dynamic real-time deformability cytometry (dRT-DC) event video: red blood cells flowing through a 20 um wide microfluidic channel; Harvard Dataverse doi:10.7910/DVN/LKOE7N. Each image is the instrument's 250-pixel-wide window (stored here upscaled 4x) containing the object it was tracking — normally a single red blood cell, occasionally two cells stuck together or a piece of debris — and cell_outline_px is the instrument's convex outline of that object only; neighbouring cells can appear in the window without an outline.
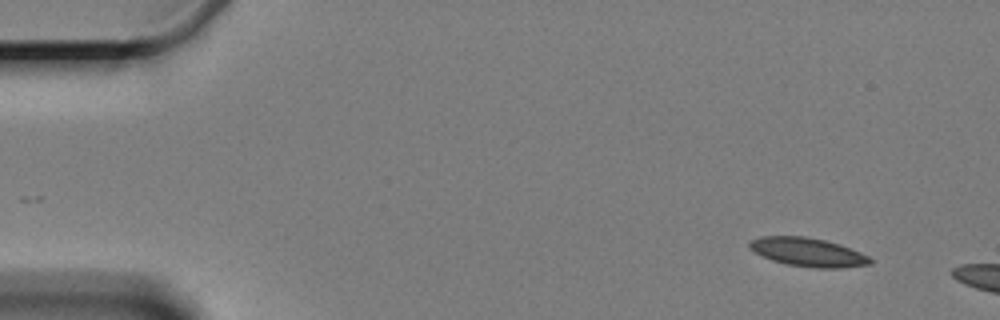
{"species": "Egyptian fruit bat (a non-hibernating species)", "species_latin": "Rousettus aegyptiacus", "temperature_condition": "cold", "stored_images_in_passage": 3, "segment_of_instrument_passage": [2, 2], "camera_frame_rate_fps": 3000, "um_per_image_px": 0.085, "animal": {"sex": "female"}, "frame": {"image": 1, "passage_image": 3, "time_ms": 3.0, "image_size_px": [1000, 320], "cell_outline_px": [[872, 264], [840, 268], [812, 268], [788, 264], [772, 260], [752, 252], [748, 248], [748, 240], [760, 236], [804, 236], [824, 240], [840, 244], [860, 252], [868, 256], [872, 260]], "centroid_in_image_um": [68.62, 21.43], "position_along_channel_um": 16.4, "area_um2": 20.35}}